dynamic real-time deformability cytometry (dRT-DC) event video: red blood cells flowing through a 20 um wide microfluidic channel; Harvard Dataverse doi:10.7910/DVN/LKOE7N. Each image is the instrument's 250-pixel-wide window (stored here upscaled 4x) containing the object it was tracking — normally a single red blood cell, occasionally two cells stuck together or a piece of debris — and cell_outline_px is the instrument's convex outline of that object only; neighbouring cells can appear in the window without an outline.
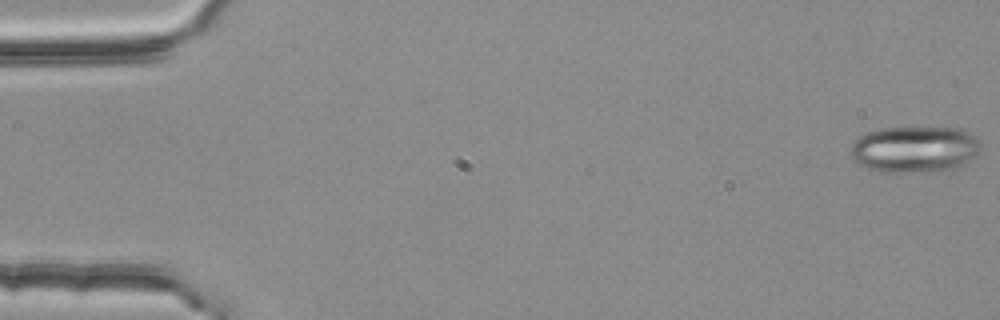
{"species": "common noctule bat (a hibernating species)", "species_latin": "Nyctalus noctula", "temperature_condition": "room temperature", "stored_images_in_passage": 55, "camera_frame_rate_fps": 3000, "um_per_image_px": 0.085, "animal": {"sex": "female", "body_mass_g": 25.1}, "frame": {"image": 1, "passage_image": 1, "time_ms": 0.0, "image_size_px": [1000, 320], "cell_outline_px": [[980, 152], [976, 156], [964, 164], [952, 168], [908, 172], [880, 172], [868, 168], [860, 164], [852, 156], [852, 144], [860, 136], [868, 132], [880, 128], [912, 124], [960, 128], [976, 136], [980, 144]], "centroid_in_image_um": [77.78, 12.61], "position_along_channel_um": 7.2, "area_um2": 35.89}}
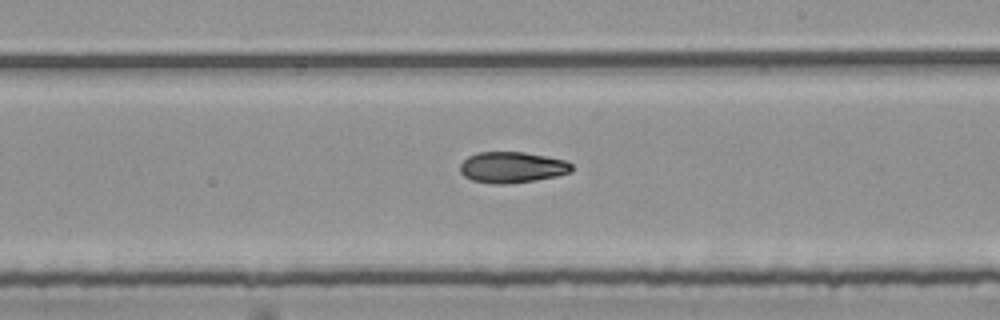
{"frame": {"image": 2, "passage_image": 32, "time_ms": 10.333, "image_size_px": [1000, 320], "cell_outline_px": [[572, 172], [556, 176], [536, 180], [508, 184], [492, 184], [472, 180], [464, 176], [460, 172], [460, 164], [468, 156], [476, 152], [524, 152], [564, 160], [572, 164]], "centroid_in_image_um": [43.5, 14.23], "position_along_channel_um": 245.5, "area_um2": 20.23}}
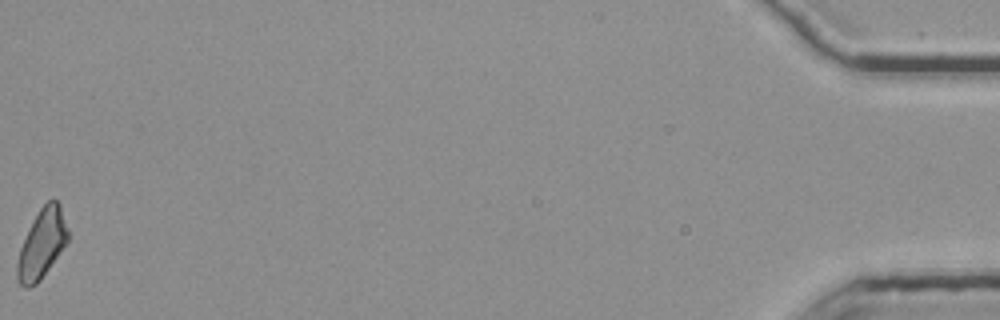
{"frame": {"image": 3, "passage_image": 55, "time_ms": 18.0, "image_size_px": [1000, 320], "cell_outline_px": [[68, 240], [40, 280], [36, 284], [28, 288], [24, 288], [20, 284], [16, 276], [16, 264], [20, 248], [28, 228], [40, 208], [48, 200], [56, 200], [60, 204], [68, 232]], "centroid_in_image_um": [3.53, 20.74], "position_along_channel_um": 431.7, "area_um2": 20.11}, "authors_computed_cell_mechanics": {"area_um2": 20.7502, "velocity_mm_per_s": 3.7801, "shape_relaxation_time_tau1_ms": 7.0267, "shape_relaxation_time_tau2_ms": null, "deformation_change_tau1": 0.177, "deformation_change_tau2": null}}